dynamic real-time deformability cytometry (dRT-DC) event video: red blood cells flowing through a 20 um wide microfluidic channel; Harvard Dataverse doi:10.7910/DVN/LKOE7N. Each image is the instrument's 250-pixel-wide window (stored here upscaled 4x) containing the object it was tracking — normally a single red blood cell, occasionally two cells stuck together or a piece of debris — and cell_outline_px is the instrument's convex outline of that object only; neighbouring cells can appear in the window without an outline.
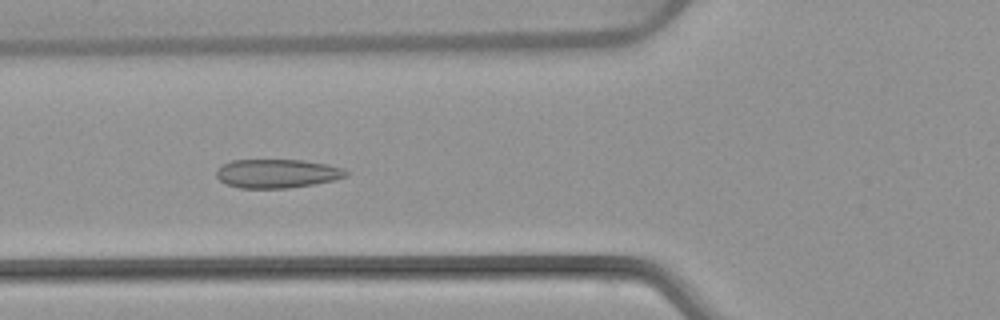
{"species": "common noctule bat (a hibernating species)", "species_latin": "Nyctalus noctula", "temperature_condition": "warm", "stored_images_in_passage": 53, "camera_frame_rate_fps": 3000, "um_per_image_px": 0.085, "animal": {"sex": "female", "body_mass_g": 22.7, "forearm_length_mm": 54.2}, "frame": {"image": 1, "passage_image": 20, "time_ms": 6.333, "image_size_px": [1000, 320], "cell_outline_px": [[348, 176], [336, 180], [288, 188], [240, 188], [228, 184], [220, 180], [216, 176], [216, 168], [232, 160], [304, 160], [328, 164], [340, 168], [348, 172]], "centroid_in_image_um": [23.55, 14.74], "position_along_channel_um": 102.2, "area_um2": 21.73}}
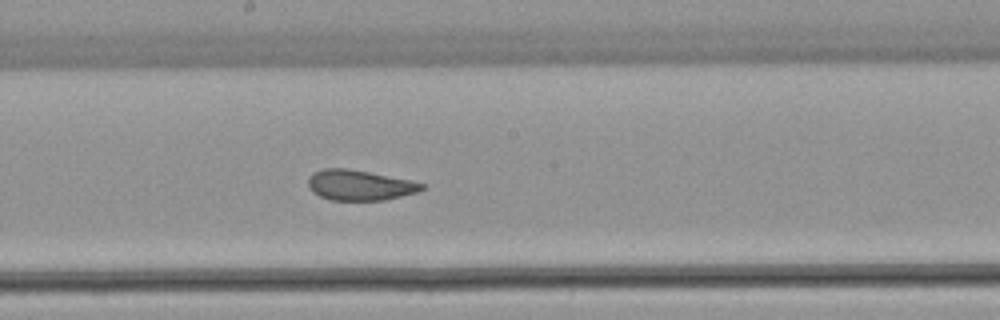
{"frame": {"image": 2, "passage_image": 29, "time_ms": 9.333, "image_size_px": [1000, 320], "cell_outline_px": [[424, 188], [416, 192], [384, 200], [332, 200], [320, 196], [312, 192], [308, 188], [308, 176], [312, 172], [324, 168], [348, 168], [412, 180], [424, 184]], "centroid_in_image_um": [30.52, 15.72], "position_along_channel_um": 217.7, "area_um2": 20.17}}
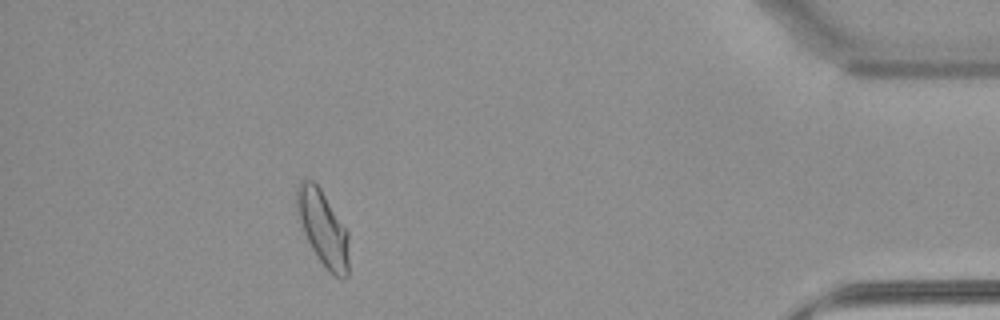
{"frame": {"image": 3, "passage_image": 48, "time_ms": 15.667, "image_size_px": [1000, 320], "cell_outline_px": [[348, 276], [344, 280], [340, 280], [328, 272], [312, 248], [304, 232], [296, 212], [296, 188], [300, 180], [312, 180], [320, 188], [348, 232]], "centroid_in_image_um": [27.45, 19.42], "position_along_channel_um": 407.8, "area_um2": 22.77}, "authors_computed_cell_mechanics": {"area_um2": 22.1952, "velocity_mm_per_s": 3.8497, "shape_relaxation_time_tau1_ms": null, "shape_relaxation_time_tau2_ms": 0.8479, "deformation_change_tau1": null, "deformation_change_tau2": 0.069}}